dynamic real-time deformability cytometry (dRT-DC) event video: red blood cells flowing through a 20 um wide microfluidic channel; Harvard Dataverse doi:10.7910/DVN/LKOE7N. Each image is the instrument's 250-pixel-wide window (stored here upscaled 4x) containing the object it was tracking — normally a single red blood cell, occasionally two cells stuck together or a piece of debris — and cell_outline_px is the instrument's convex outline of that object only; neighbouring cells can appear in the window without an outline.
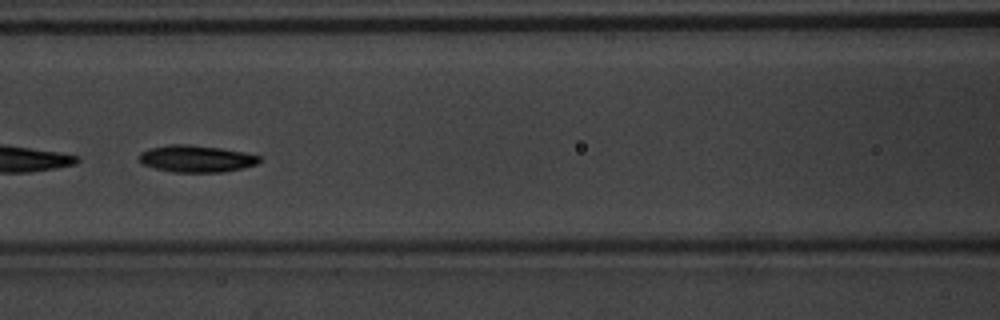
{"species": "common noctule bat (a hibernating species)", "species_latin": "Nyctalus noctula", "temperature_condition": "warm", "stored_images_in_passage": 36, "camera_frame_rate_fps": 3000, "um_per_image_px": 0.085, "animal": {"sex": "male", "body_mass_g": 20.1, "forearm_length_mm": 53.5}, "frame": {"image": 1, "passage_image": 11, "time_ms": 3.333, "image_size_px": [1000, 320], "cell_outline_px": [[260, 160], [256, 164], [244, 168], [224, 172], [172, 172], [156, 168], [144, 164], [140, 160], [140, 152], [148, 148], [168, 144], [188, 144], [220, 148], [244, 152], [260, 156]], "centroid_in_image_um": [16.69, 13.48], "position_along_channel_um": 149.9, "area_um2": 18.84}, "authors_computed_cell_mechanics": {"area_um2": 18.3226, "velocity_mm_per_s": 3.8996, "shape_relaxation_time_tau1_ms": 1.468, "shape_relaxation_time_tau2_ms": 3.3381, "deformation_change_tau1": 0.1037, "deformation_change_tau2": 0.0745}}